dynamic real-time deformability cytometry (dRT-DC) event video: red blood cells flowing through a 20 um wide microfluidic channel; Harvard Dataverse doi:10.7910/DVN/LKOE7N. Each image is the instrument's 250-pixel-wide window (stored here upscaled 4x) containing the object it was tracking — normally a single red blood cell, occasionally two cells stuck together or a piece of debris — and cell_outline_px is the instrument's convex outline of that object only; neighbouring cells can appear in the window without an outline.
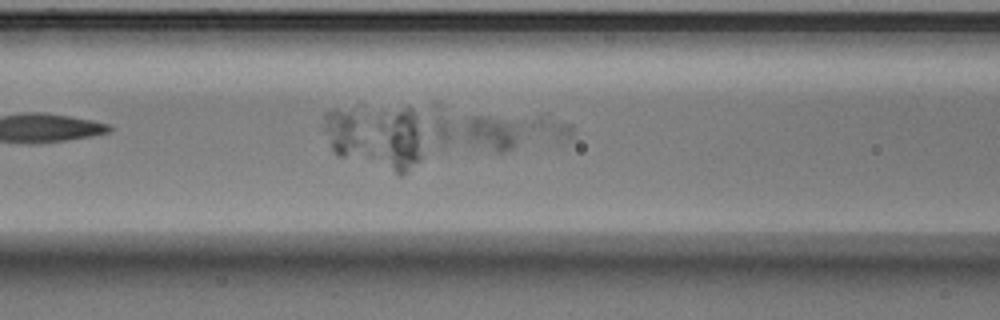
{"species": "Egyptian fruit bat (a non-hibernating species)", "species_latin": "Rousettus aegyptiacus", "temperature_condition": "warm", "stored_images_in_passage": 24, "camera_frame_rate_fps": 3000, "um_per_image_px": 0.085, "animal": {"sex": "male"}, "frame": {"image": 1, "passage_image": 21, "time_ms": 6.667, "image_size_px": [1000, 320], "cell_outline_px": [[516, 128], [512, 148], [504, 152], [496, 152], [448, 144], [440, 140], [432, 124], [436, 120], [472, 116], [488, 116]], "centroid_in_image_um": [40.48, 11.31], "position_along_channel_um": 126.1, "area_um2": 16.3}}